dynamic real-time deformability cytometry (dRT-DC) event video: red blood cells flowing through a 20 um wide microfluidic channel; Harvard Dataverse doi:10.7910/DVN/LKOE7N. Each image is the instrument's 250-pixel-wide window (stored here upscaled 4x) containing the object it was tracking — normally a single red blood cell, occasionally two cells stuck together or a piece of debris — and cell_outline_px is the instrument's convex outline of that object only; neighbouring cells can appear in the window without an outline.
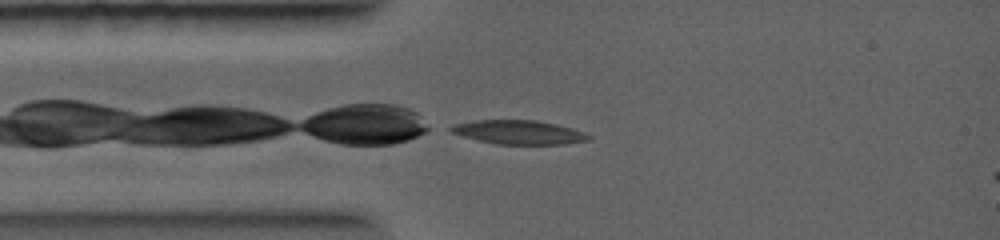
{"species": "common noctule bat (a hibernating species)", "species_latin": "Nyctalus noctula", "temperature_condition": "warm", "stored_images_in_passage": 4, "camera_frame_rate_fps": 5000, "um_per_image_px": 0.085, "animal": {"sex": "female", "body_mass_g": 19.0, "forearm_length_mm": 56.7}, "frame": {"image": 1, "passage_image": 1, "time_ms": 0.0, "image_size_px": [1000, 240], "cell_outline_px": [[592, 140], [564, 144], [496, 144], [476, 140], [448, 132], [444, 128], [452, 124], [476, 120], [536, 120], [556, 124], [572, 128], [584, 132], [592, 136]], "centroid_in_image_um": [44.04, 11.24], "position_along_channel_um": 41.0, "area_um2": 19.59}}